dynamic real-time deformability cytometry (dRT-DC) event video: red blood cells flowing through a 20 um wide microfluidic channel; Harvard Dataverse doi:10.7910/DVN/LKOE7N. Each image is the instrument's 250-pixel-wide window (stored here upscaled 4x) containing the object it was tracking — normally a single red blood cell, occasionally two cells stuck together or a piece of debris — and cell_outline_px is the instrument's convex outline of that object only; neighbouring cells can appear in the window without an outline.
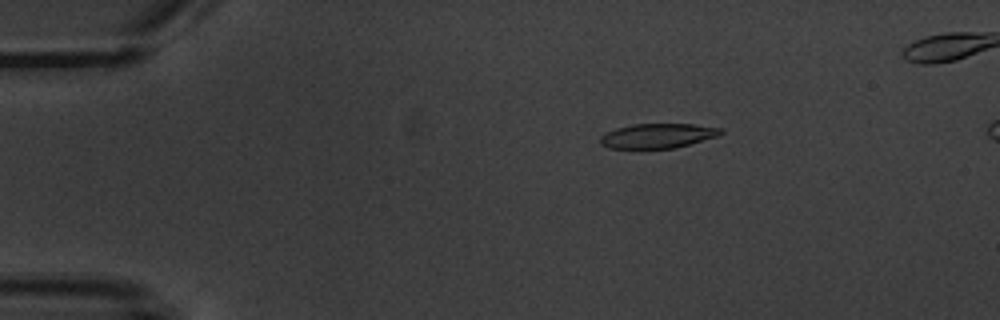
{"species": "common noctule bat (a hibernating species)", "species_latin": "Nyctalus noctula", "temperature_condition": "warm", "stored_images_in_passage": 3, "camera_frame_rate_fps": 3000, "um_per_image_px": 0.085, "animal": {"sex": "male", "body_mass_g": 20.1, "forearm_length_mm": 53.5}, "frame": {"image": 1, "passage_image": 1, "time_ms": 0.0, "image_size_px": [1000, 320], "cell_outline_px": [[724, 132], [716, 136], [676, 148], [608, 148], [600, 144], [600, 136], [616, 128], [632, 124], [692, 124], [724, 128]], "centroid_in_image_um": [55.91, 11.54], "position_along_channel_um": 29.1, "area_um2": 17.22}}